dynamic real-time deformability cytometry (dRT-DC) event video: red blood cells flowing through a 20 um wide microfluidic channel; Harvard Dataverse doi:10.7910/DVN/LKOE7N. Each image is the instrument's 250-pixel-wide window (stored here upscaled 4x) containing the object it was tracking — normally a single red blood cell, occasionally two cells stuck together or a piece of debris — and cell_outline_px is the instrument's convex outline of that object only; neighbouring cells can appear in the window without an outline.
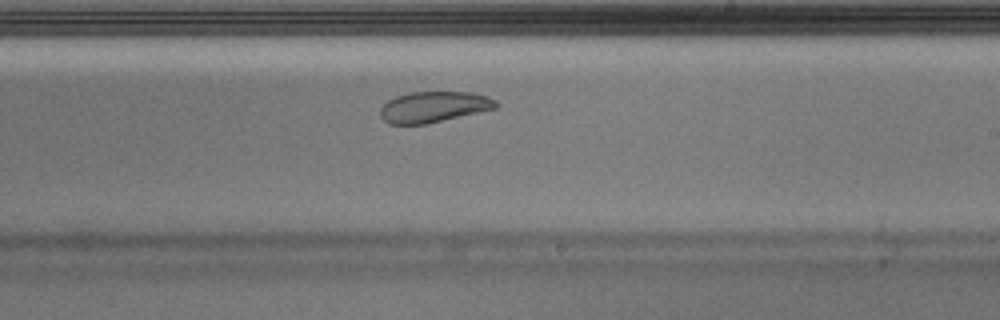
{"species": "Egyptian fruit bat (a non-hibernating species)", "species_latin": "Rousettus aegyptiacus", "temperature_condition": "warm", "stored_images_in_passage": 36, "camera_frame_rate_fps": 3000, "um_per_image_px": 0.085, "animal": {"sex": "male"}, "frame": {"image": 1, "passage_image": 16, "time_ms": 5.0, "image_size_px": [1000, 320], "cell_outline_px": [[500, 104], [496, 108], [424, 124], [388, 124], [380, 116], [380, 108], [388, 100], [396, 96], [412, 92], [472, 92], [488, 96], [496, 100]], "centroid_in_image_um": [36.87, 9.08], "position_along_channel_um": 252.1, "area_um2": 20.69}, "authors_computed_cell_mechanics": {"area_um2": 23.2067, "velocity_mm_per_s": 3.9492, "shape_relaxation_time_tau1_ms": null, "shape_relaxation_time_tau2_ms": 2.1006, "deformation_change_tau1": null, "deformation_change_tau2": 0.0765}}